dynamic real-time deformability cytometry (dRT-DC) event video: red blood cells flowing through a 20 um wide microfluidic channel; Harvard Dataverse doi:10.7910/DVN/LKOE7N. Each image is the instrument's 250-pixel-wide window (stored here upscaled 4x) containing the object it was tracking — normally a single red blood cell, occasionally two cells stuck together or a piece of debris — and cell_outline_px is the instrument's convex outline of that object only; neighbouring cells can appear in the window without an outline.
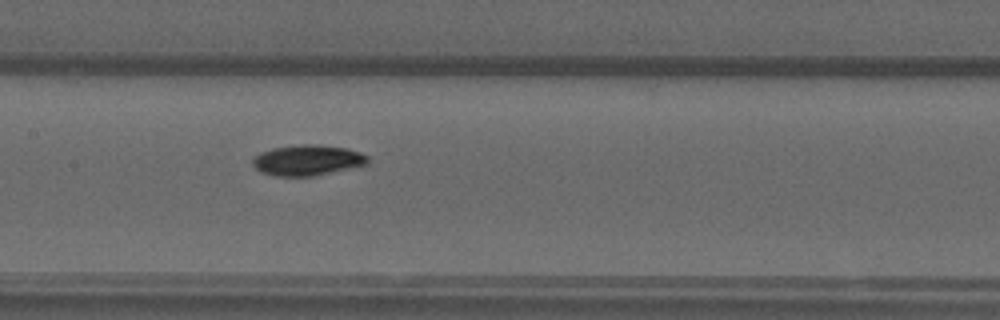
{"species": "common noctule bat (a hibernating species)", "species_latin": "Nyctalus noctula", "temperature_condition": "warm", "stored_images_in_passage": 55, "camera_frame_rate_fps": 3000, "um_per_image_px": 0.085, "animal": {"sex": "male", "forearm_length_mm": 52.5}, "frame": {"image": 1, "passage_image": 27, "time_ms": 8.667, "image_size_px": [1000, 320], "cell_outline_px": [[368, 164], [312, 176], [276, 176], [260, 172], [252, 164], [252, 160], [260, 152], [272, 148], [304, 144], [320, 144], [348, 148], [360, 152], [368, 156]], "centroid_in_image_um": [26.13, 13.61], "position_along_channel_um": 181.3, "area_um2": 20.52}}
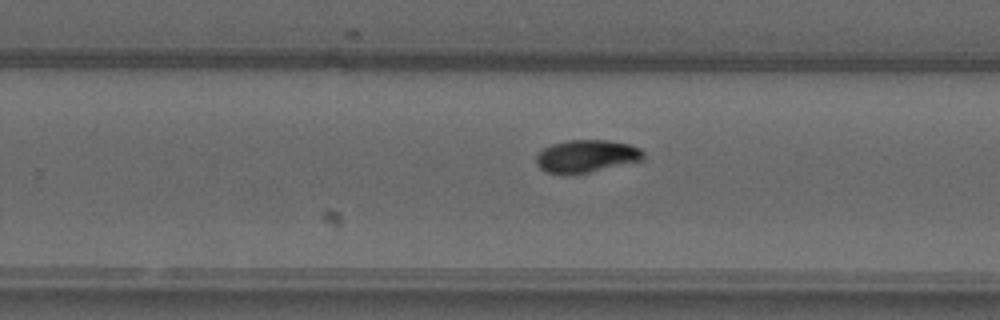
{"frame": {"image": 2, "passage_image": 35, "time_ms": 11.333, "image_size_px": [1000, 320], "cell_outline_px": [[644, 156], [640, 160], [572, 176], [564, 176], [548, 172], [540, 168], [536, 164], [536, 156], [544, 148], [552, 144], [568, 140], [608, 140], [628, 144], [640, 148], [644, 152]], "centroid_in_image_um": [49.8, 13.29], "position_along_channel_um": 280.0, "area_um2": 20.4}}
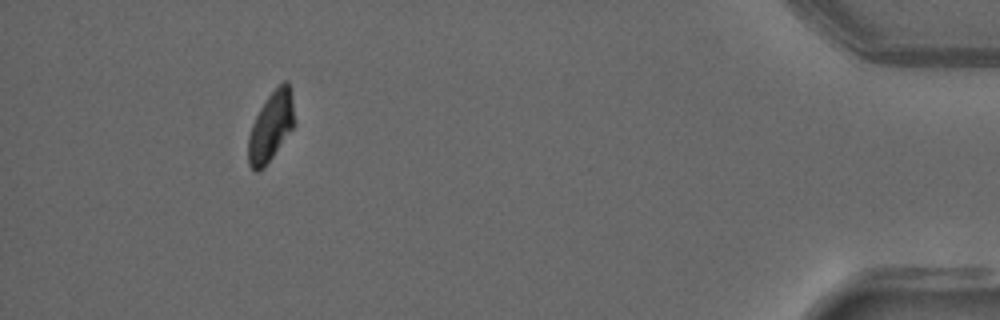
{"frame": {"image": 3, "passage_image": 51, "time_ms": 16.667, "image_size_px": [1000, 320], "cell_outline_px": [[292, 128], [264, 168], [256, 172], [248, 164], [248, 136], [252, 124], [260, 108], [268, 96], [284, 80], [288, 80], [292, 96]], "centroid_in_image_um": [22.98, 10.77], "position_along_channel_um": 412.2, "area_um2": 18.09}, "authors_computed_cell_mechanics": {"area_um2": 19.2474, "velocity_mm_per_s": 3.721, "shape_relaxation_time_tau1_ms": 4.213, "shape_relaxation_time_tau2_ms": null, "deformation_change_tau1": 0.1539, "deformation_change_tau2": null}}